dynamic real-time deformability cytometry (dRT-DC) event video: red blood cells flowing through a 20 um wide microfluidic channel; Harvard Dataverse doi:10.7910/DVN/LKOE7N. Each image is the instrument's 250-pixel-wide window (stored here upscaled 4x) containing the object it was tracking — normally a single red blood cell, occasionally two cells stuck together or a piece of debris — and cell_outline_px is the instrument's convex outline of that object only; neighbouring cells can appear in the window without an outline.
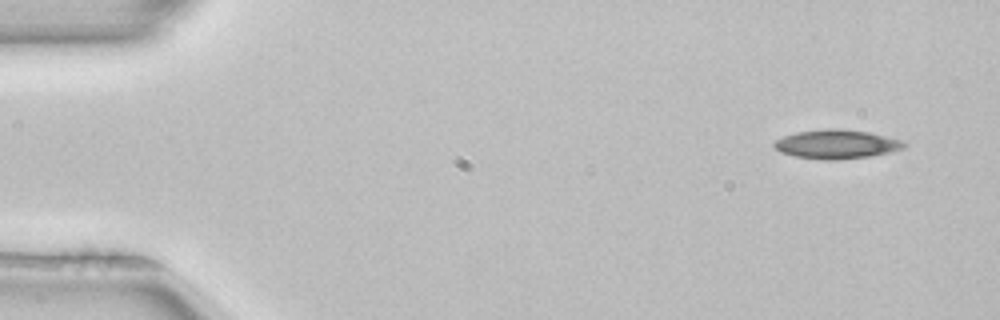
{"species": "common noctule bat (a hibernating species)", "species_latin": "Nyctalus noctula", "temperature_condition": "room temperature", "stored_images_in_passage": 4, "camera_frame_rate_fps": 3000, "um_per_image_px": 0.085, "animal": {"sex": "female", "body_mass_g": 22.7, "forearm_length_mm": 54.2}, "frame": {"image": 1, "passage_image": 1, "time_ms": 0.0, "image_size_px": [1000, 320], "cell_outline_px": [[908, 144], [904, 148], [888, 152], [868, 156], [836, 160], [820, 160], [796, 156], [780, 152], [772, 144], [776, 140], [784, 136], [796, 132], [824, 128], [840, 128], [868, 132], [904, 140]], "centroid_in_image_um": [71.11, 12.25], "position_along_channel_um": 13.9, "area_um2": 22.02}}
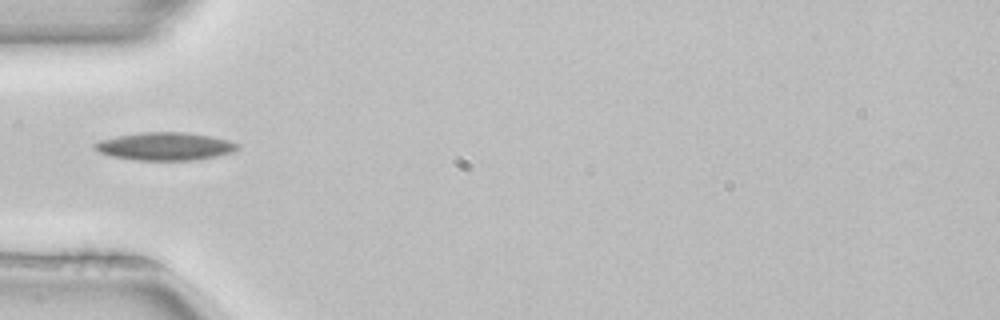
{"frame": {"image": 2, "passage_image": 4, "time_ms": 1.0, "image_size_px": [1000, 320], "cell_outline_px": [[240, 148], [232, 152], [216, 156], [196, 160], [136, 160], [112, 156], [100, 152], [92, 148], [92, 144], [100, 140], [120, 136], [144, 132], [188, 132], [212, 136], [228, 140], [240, 144]], "centroid_in_image_um": [14.06, 12.44], "position_along_channel_um": 70.9, "area_um2": 23.24}}